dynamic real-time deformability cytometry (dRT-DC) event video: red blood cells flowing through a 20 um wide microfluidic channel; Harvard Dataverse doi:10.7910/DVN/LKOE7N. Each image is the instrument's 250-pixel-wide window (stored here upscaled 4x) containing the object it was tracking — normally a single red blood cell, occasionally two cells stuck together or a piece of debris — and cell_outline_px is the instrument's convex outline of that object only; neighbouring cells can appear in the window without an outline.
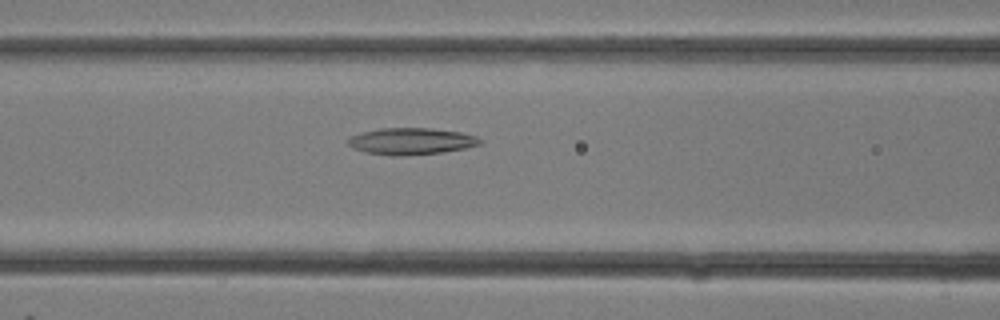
{"species": "common noctule bat (a hibernating species)", "species_latin": "Nyctalus noctula", "temperature_condition": "room temperature", "stored_images_in_passage": 12, "camera_frame_rate_fps": 3000, "um_per_image_px": 0.085, "animal": {"sex": "female"}, "frame": {"image": 1, "passage_image": 10, "time_ms": 3.0, "image_size_px": [1000, 320], "cell_outline_px": [[484, 140], [480, 144], [464, 148], [444, 152], [404, 156], [392, 156], [368, 152], [352, 148], [348, 144], [348, 136], [380, 128], [432, 128], [460, 132], [476, 136]], "centroid_in_image_um": [34.96, 12.0], "position_along_channel_um": 131.6, "area_um2": 20.58}}
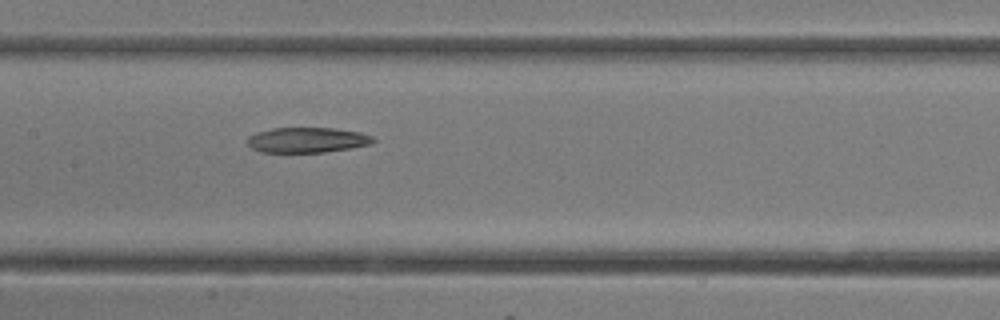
{"frame": {"image": 2, "passage_image": 12, "time_ms": 3.667, "image_size_px": [1000, 320], "cell_outline_px": [[376, 140], [372, 144], [324, 152], [260, 152], [252, 148], [248, 144], [248, 136], [256, 132], [272, 128], [332, 128], [360, 132], [372, 136]], "centroid_in_image_um": [26.1, 11.89], "position_along_channel_um": 181.3, "area_um2": 18.44}}